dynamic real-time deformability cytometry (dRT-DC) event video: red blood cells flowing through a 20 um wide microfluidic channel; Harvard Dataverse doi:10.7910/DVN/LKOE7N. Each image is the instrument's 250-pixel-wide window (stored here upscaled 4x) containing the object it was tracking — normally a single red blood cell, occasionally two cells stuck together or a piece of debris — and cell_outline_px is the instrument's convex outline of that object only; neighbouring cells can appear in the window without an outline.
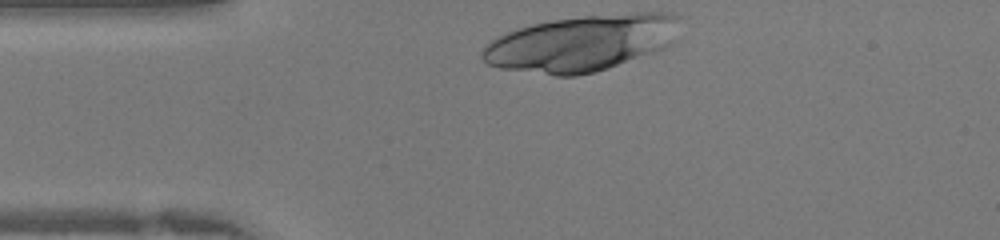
{"species": "human", "species_latin": "Homo sapiens", "temperature_condition": "warm", "stored_images_in_passage": 25, "camera_frame_rate_fps": 3000, "um_per_image_px": 0.085, "donor": {"sex": "female"}, "frame": {"image": 1, "passage_image": 1, "time_ms": 0.0, "image_size_px": [1000, 240], "cell_outline_px": [[680, 16], [676, 40], [672, 44], [656, 52], [608, 68], [576, 76], [556, 76], [500, 68], [488, 64], [480, 56], [480, 52], [496, 36], [532, 24], [552, 20], [584, 16], [636, 12], [668, 12]], "centroid_in_image_um": [49.48, 3.66], "position_along_channel_um": 35.5, "area_um2": 64.85}}